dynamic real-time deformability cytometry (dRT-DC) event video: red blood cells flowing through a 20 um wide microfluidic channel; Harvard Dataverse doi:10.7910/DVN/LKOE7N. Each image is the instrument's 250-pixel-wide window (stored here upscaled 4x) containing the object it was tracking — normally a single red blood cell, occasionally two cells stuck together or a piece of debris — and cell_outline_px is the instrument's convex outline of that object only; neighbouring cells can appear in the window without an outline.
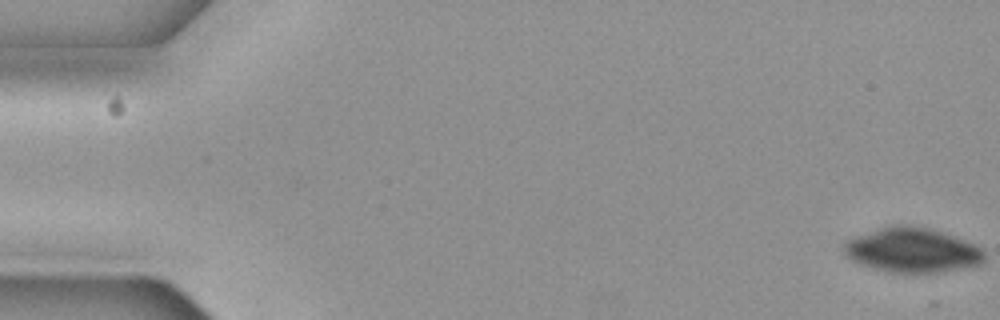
{"species": "common noctule bat (a hibernating species)", "species_latin": "Nyctalus noctula", "temperature_condition": "cold", "stored_images_in_passage": 52, "camera_frame_rate_fps": 3000, "um_per_image_px": 0.085, "animal": {"sex": "female", "body_mass_g": 19.3, "forearm_length_mm": 54.1}, "frame": {"image": 1, "passage_image": 1, "time_ms": 0.0, "image_size_px": [1000, 320], "cell_outline_px": [[984, 260], [980, 264], [940, 272], [892, 272], [860, 264], [844, 256], [844, 244], [848, 240], [880, 228], [892, 224], [912, 224], [928, 228], [964, 240], [980, 248], [984, 252]], "centroid_in_image_um": [77.52, 21.25], "position_along_channel_um": 7.5, "area_um2": 35.89}}